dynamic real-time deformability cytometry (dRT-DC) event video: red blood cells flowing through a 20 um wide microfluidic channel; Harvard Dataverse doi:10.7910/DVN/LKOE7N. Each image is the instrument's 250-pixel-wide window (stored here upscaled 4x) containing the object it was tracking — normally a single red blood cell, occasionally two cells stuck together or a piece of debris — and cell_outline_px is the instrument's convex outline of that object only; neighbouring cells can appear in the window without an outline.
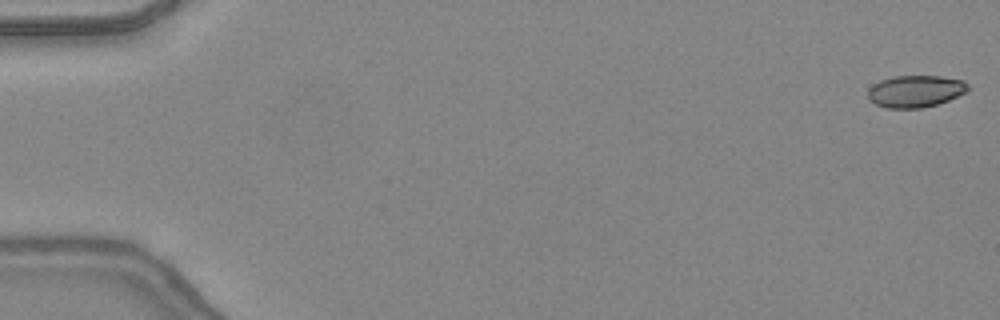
{"species": "common noctule bat (a hibernating species)", "species_latin": "Nyctalus noctula", "temperature_condition": "warm", "stored_images_in_passage": 48, "camera_frame_rate_fps": 3000, "um_per_image_px": 0.085, "animal": {"sex": "female", "body_mass_g": 24.6, "forearm_length_mm": 56.2}, "frame": {"image": 1, "passage_image": 1, "time_ms": 0.0, "image_size_px": [1000, 320], "cell_outline_px": [[968, 92], [948, 100], [936, 104], [920, 108], [888, 108], [876, 104], [868, 100], [868, 88], [872, 84], [880, 80], [892, 76], [940, 76], [964, 80], [968, 84]], "centroid_in_image_um": [77.8, 7.75], "position_along_channel_um": 7.2, "area_um2": 18.79}}
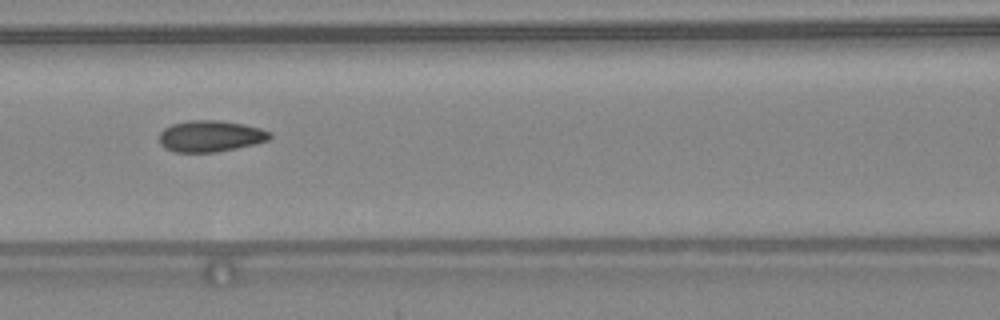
{"frame": {"image": 2, "passage_image": 22, "time_ms": 7.0, "image_size_px": [1000, 320], "cell_outline_px": [[272, 136], [268, 140], [236, 148], [216, 152], [176, 152], [164, 148], [160, 144], [160, 132], [164, 128], [172, 124], [188, 120], [220, 120], [244, 124], [260, 128], [272, 132]], "centroid_in_image_um": [17.88, 11.56], "position_along_channel_um": 148.7, "area_um2": 20.23}}
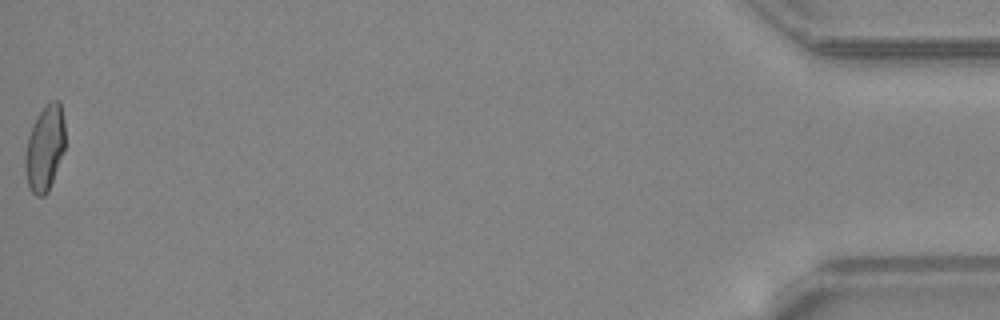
{"frame": {"image": 3, "passage_image": 48, "time_ms": 15.667, "image_size_px": [1000, 320], "cell_outline_px": [[64, 148], [48, 192], [44, 196], [36, 196], [32, 192], [28, 184], [24, 168], [24, 160], [28, 136], [32, 124], [36, 116], [52, 100], [60, 100], [64, 124]], "centroid_in_image_um": [3.79, 12.59], "position_along_channel_um": 431.4, "area_um2": 19.71}, "authors_computed_cell_mechanics": {"area_um2": 19.7387, "velocity_mm_per_s": 4.4017, "shape_relaxation_time_tau1_ms": null, "shape_relaxation_time_tau2_ms": 0.9287, "deformation_change_tau1": null, "deformation_change_tau2": 0.0694}}